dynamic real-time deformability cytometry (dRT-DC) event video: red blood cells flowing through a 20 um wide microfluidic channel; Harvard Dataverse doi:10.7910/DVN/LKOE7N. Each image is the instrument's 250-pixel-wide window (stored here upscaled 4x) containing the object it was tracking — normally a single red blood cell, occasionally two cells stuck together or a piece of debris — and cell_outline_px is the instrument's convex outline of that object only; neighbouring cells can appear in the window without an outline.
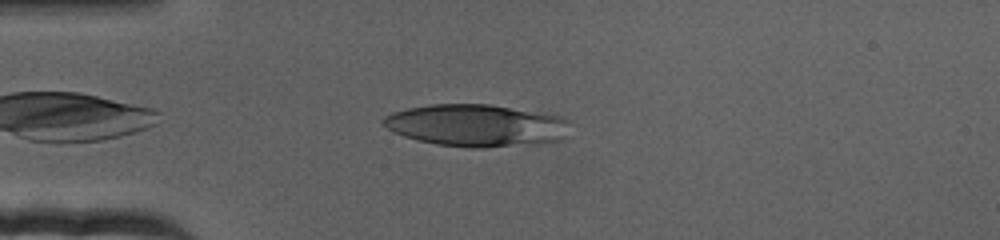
{"species": "human", "species_latin": "Homo sapiens", "temperature_condition": "cold", "stored_images_in_passage": 55, "camera_frame_rate_fps": 3000, "um_per_image_px": 0.085, "donor": {"sex": "female"}, "frame": {"image": 1, "passage_image": 6, "time_ms": 1.667, "image_size_px": [1000, 240], "cell_outline_px": [[568, 120], [564, 140], [540, 144], [484, 148], [472, 148], [436, 144], [404, 136], [392, 132], [380, 124], [380, 120], [384, 116], [392, 112], [408, 108], [432, 104], [492, 104], [560, 116]], "centroid_in_image_um": [40.46, 10.67], "position_along_channel_um": 44.5, "area_um2": 46.3}}
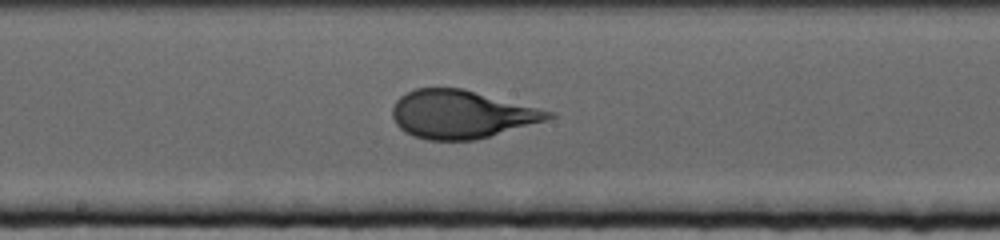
{"frame": {"image": 2, "passage_image": 26, "time_ms": 8.333, "image_size_px": [1000, 240], "cell_outline_px": [[556, 116], [544, 120], [476, 140], [428, 140], [412, 136], [404, 132], [396, 124], [392, 116], [392, 108], [396, 100], [400, 96], [416, 88], [464, 88], [556, 112]], "centroid_in_image_um": [39.2, 9.71], "position_along_channel_um": 209.0, "area_um2": 43.75}}
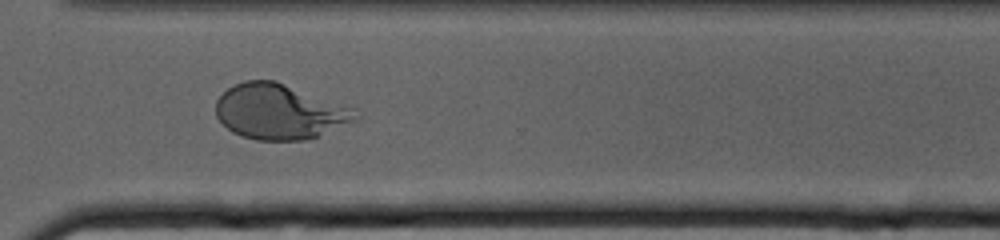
{"frame": {"image": 3, "passage_image": 41, "time_ms": 13.333, "image_size_px": [1000, 240], "cell_outline_px": [[360, 116], [356, 120], [316, 136], [304, 140], [256, 140], [232, 132], [216, 116], [216, 100], [228, 88], [244, 80], [276, 80], [356, 108]], "centroid_in_image_um": [23.78, 9.47], "position_along_channel_um": 346.8, "area_um2": 44.91}}